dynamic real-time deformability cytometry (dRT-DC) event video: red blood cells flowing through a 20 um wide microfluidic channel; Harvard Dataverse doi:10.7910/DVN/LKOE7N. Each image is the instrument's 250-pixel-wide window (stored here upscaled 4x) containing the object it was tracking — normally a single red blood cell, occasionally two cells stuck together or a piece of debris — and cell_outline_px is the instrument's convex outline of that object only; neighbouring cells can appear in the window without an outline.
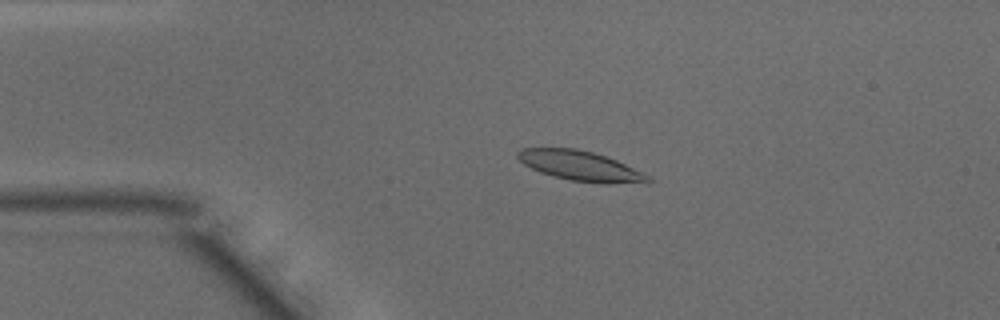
{"species": "common noctule bat (a hibernating species)", "species_latin": "Nyctalus noctula", "temperature_condition": "warm", "stored_images_in_passage": 48, "camera_frame_rate_fps": 3000, "um_per_image_px": 0.085, "animal": {"sex": "male", "body_mass_g": 15.6}, "frame": {"image": 1, "passage_image": 10, "time_ms": 3.0, "image_size_px": [1000, 320], "cell_outline_px": [[652, 180], [648, 184], [608, 184], [572, 180], [552, 176], [540, 172], [524, 164], [516, 156], [516, 152], [520, 148], [576, 148], [592, 152], [616, 160], [648, 176]], "centroid_in_image_um": [49.34, 14.11], "position_along_channel_um": 35.7, "area_um2": 22.66}}
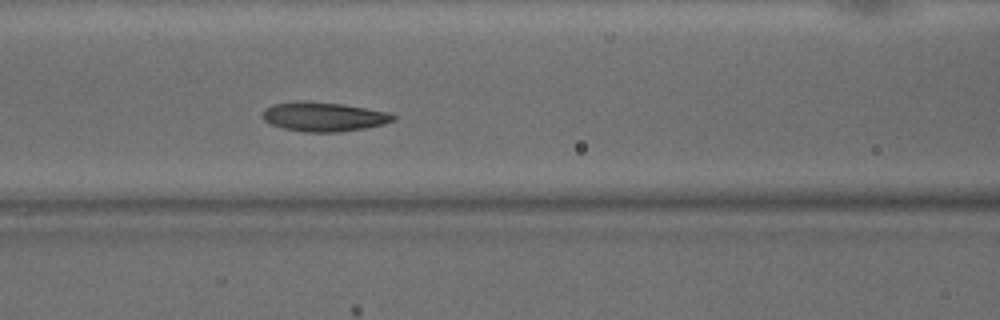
{"frame": {"image": 2, "passage_image": 20, "time_ms": 6.333, "image_size_px": [1000, 320], "cell_outline_px": [[396, 120], [364, 128], [340, 132], [304, 132], [284, 128], [272, 124], [264, 120], [264, 108], [272, 104], [340, 104], [388, 112], [396, 116]], "centroid_in_image_um": [27.57, 9.97], "position_along_channel_um": 139.0, "area_um2": 21.04}}
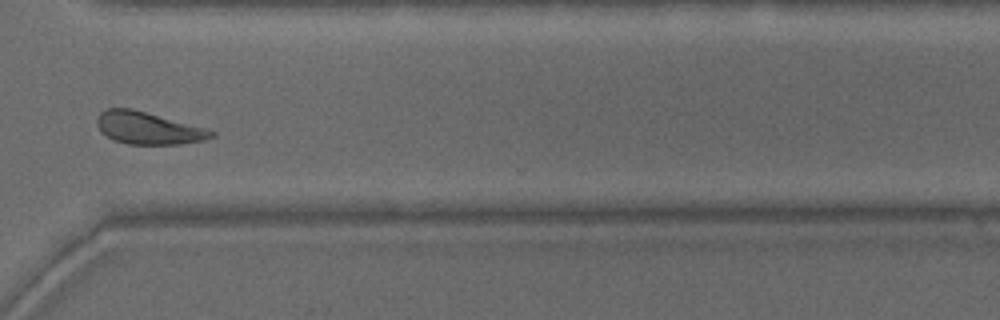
{"frame": {"image": 3, "passage_image": 36, "time_ms": 11.667, "image_size_px": [1000, 320], "cell_outline_px": [[216, 136], [204, 140], [180, 144], [128, 144], [112, 140], [100, 132], [96, 124], [96, 116], [104, 108], [132, 108], [204, 128], [216, 132]], "centroid_in_image_um": [12.53, 10.88], "position_along_channel_um": 358.1, "area_um2": 21.62}, "authors_computed_cell_mechanics": {"area_um2": 22.1952, "velocity_mm_per_s": 4.1078, "shape_relaxation_time_tau1_ms": 3.9606, "shape_relaxation_time_tau2_ms": 4.1622, "deformation_change_tau1": 0.1125, "deformation_change_tau2": 0.1015}}